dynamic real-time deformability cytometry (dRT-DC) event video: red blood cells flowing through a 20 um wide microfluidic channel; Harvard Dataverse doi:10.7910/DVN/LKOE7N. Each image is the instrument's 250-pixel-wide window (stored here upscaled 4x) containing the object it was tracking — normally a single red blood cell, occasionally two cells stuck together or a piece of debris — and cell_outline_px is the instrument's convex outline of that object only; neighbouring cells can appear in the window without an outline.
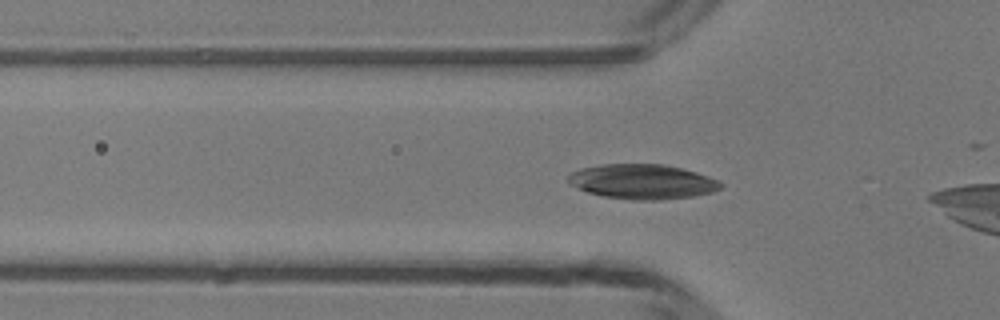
{"species": "common noctule bat (a hibernating species)", "species_latin": "Nyctalus noctula", "temperature_condition": "room temperature", "stored_images_in_passage": 15, "camera_frame_rate_fps": 3000, "um_per_image_px": 0.085, "animal": {"sex": "male", "body_mass_g": 13.3}, "frame": {"image": 1, "passage_image": 4, "time_ms": 1.0, "image_size_px": [1000, 320], "cell_outline_px": [[724, 184], [720, 188], [712, 192], [692, 196], [660, 200], [632, 200], [604, 196], [588, 192], [568, 184], [568, 176], [572, 172], [580, 168], [600, 164], [664, 164], [696, 172], [720, 180]], "centroid_in_image_um": [54.6, 15.43], "position_along_channel_um": 71.2, "area_um2": 30.98}}
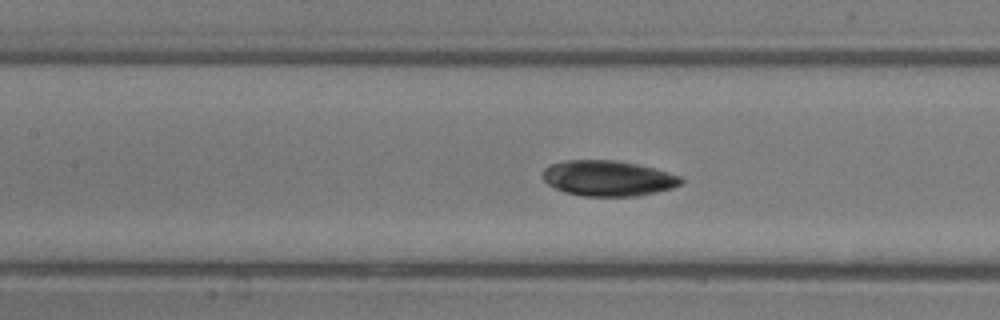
{"frame": {"image": 2, "passage_image": 10, "time_ms": 3.0, "image_size_px": [1000, 320], "cell_outline_px": [[684, 184], [672, 188], [656, 192], [636, 196], [584, 196], [564, 192], [548, 184], [540, 176], [544, 168], [552, 164], [564, 160], [616, 160], [656, 168], [684, 176]], "centroid_in_image_um": [51.73, 15.15], "position_along_channel_um": 155.7, "area_um2": 29.02}}
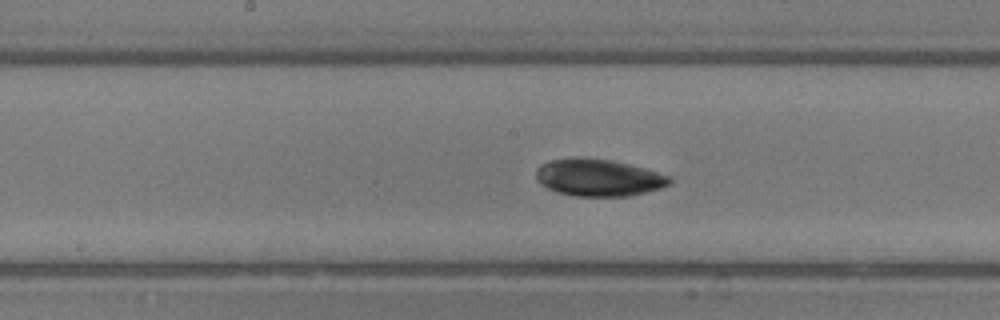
{"frame": {"image": 3, "passage_image": 13, "time_ms": 4.0, "image_size_px": [1000, 320], "cell_outline_px": [[672, 180], [668, 184], [660, 188], [632, 196], [572, 196], [556, 192], [540, 184], [536, 180], [536, 168], [540, 164], [552, 160], [572, 156], [584, 156], [612, 160], [644, 168], [672, 176]], "centroid_in_image_um": [50.84, 15.08], "position_along_channel_um": 197.4, "area_um2": 29.36}}